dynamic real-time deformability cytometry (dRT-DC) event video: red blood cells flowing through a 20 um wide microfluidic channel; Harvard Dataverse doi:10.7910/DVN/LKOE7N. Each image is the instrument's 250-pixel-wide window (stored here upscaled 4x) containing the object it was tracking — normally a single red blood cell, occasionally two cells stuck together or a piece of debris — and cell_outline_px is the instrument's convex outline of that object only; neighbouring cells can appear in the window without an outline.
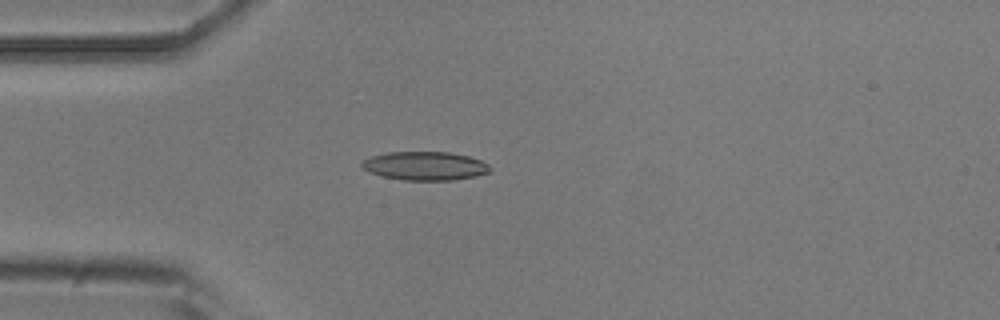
{"species": "common noctule bat (a hibernating species)", "species_latin": "Nyctalus noctula", "temperature_condition": "room temperature", "stored_images_in_passage": 51, "camera_frame_rate_fps": 3000, "um_per_image_px": 0.085, "animal": {"sex": "male", "body_mass_g": 20.5, "forearm_length_mm": 52.5}, "frame": {"image": 1, "passage_image": 14, "time_ms": 4.333, "image_size_px": [1000, 320], "cell_outline_px": [[492, 168], [488, 172], [476, 176], [452, 180], [404, 180], [384, 176], [368, 172], [360, 168], [360, 164], [364, 160], [372, 156], [388, 152], [448, 152], [468, 156], [480, 160], [488, 164]], "centroid_in_image_um": [36.11, 14.1], "position_along_channel_um": 48.9, "area_um2": 21.33}}
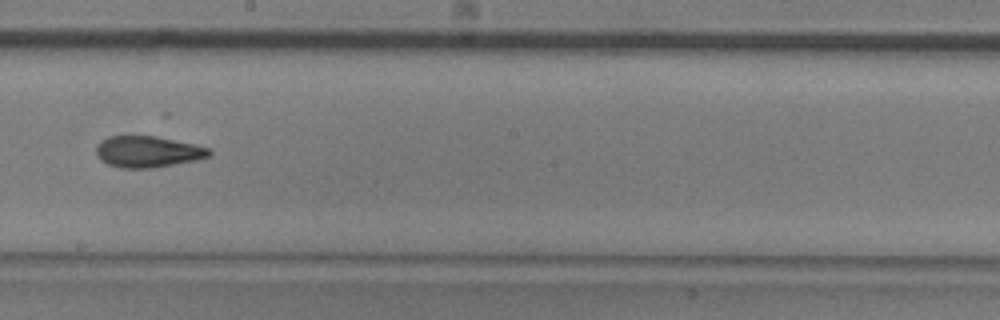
{"frame": {"image": 2, "passage_image": 29, "time_ms": 9.333, "image_size_px": [1000, 320], "cell_outline_px": [[212, 152], [208, 156], [196, 160], [152, 168], [120, 168], [108, 164], [100, 160], [96, 152], [96, 148], [108, 136], [156, 136], [212, 148]], "centroid_in_image_um": [12.58, 12.9], "position_along_channel_um": 235.6, "area_um2": 20.46}}
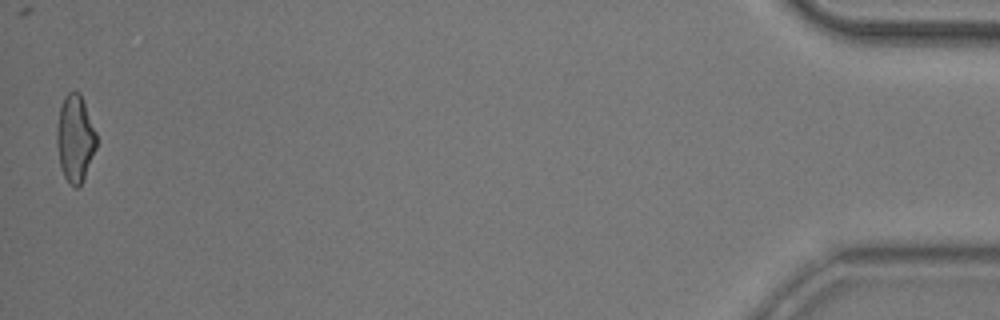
{"frame": {"image": 3, "passage_image": 51, "time_ms": 16.667, "image_size_px": [1000, 320], "cell_outline_px": [[96, 148], [84, 180], [76, 188], [64, 176], [60, 164], [56, 144], [56, 128], [60, 108], [64, 96], [68, 92], [80, 92], [96, 132]], "centroid_in_image_um": [6.38, 11.76], "position_along_channel_um": 428.8, "area_um2": 20.0}, "authors_computed_cell_mechanics": {"area_um2": 20.6924, "velocity_mm_per_s": 3.9315, "shape_relaxation_time_tau1_ms": 6.2988, "shape_relaxation_time_tau2_ms": 2.3184, "deformation_change_tau1": 0.1871, "deformation_change_tau2": 0.0971}}